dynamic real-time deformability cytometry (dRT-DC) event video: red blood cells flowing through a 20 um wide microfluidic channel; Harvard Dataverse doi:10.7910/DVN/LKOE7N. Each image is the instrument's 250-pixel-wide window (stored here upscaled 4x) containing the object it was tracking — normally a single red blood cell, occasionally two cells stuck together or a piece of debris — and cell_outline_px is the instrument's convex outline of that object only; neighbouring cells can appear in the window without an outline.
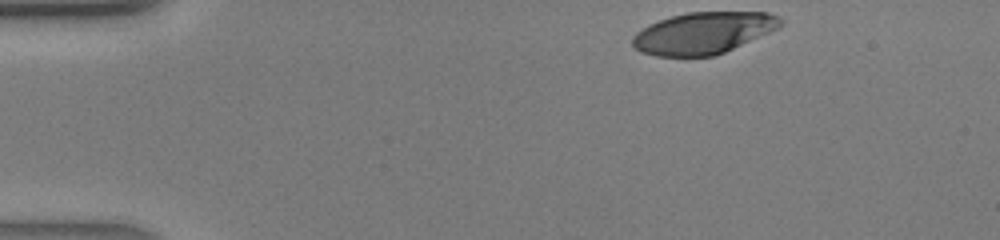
{"species": "human", "species_latin": "Homo sapiens", "temperature_condition": "warm", "stored_images_in_passage": 32, "camera_frame_rate_fps": 3000, "um_per_image_px": 0.085, "donor": {"sex": "male"}, "frame": {"image": 1, "passage_image": 1, "time_ms": 0.0, "image_size_px": [1000, 240], "cell_outline_px": [[784, 24], [768, 32], [724, 52], [712, 56], [656, 56], [640, 52], [632, 44], [632, 36], [636, 32], [648, 24], [672, 16], [688, 12], [768, 12], [780, 16], [784, 20]], "centroid_in_image_um": [59.76, 2.79], "position_along_channel_um": 25.2, "area_um2": 35.78}}
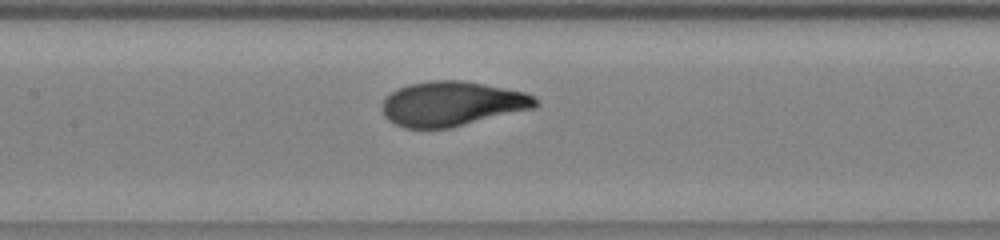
{"frame": {"image": 2, "passage_image": 15, "time_ms": 4.667, "image_size_px": [1000, 240], "cell_outline_px": [[540, 104], [536, 108], [452, 128], [404, 128], [388, 120], [384, 116], [380, 108], [384, 100], [396, 88], [408, 84], [432, 80], [460, 80], [484, 84], [524, 92], [532, 96]], "centroid_in_image_um": [38.41, 8.83], "position_along_channel_um": 169.0, "area_um2": 40.17}}
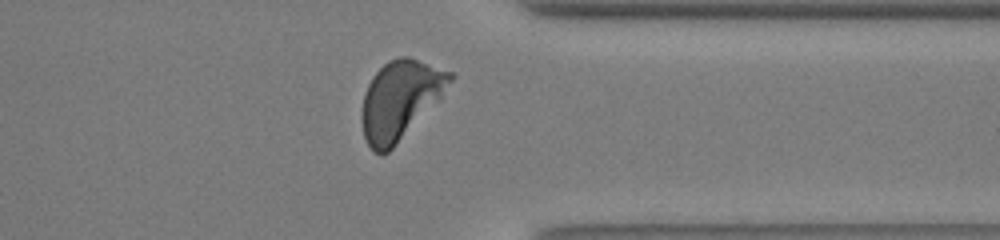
{"frame": {"image": 3, "passage_image": 28, "time_ms": 9.0, "image_size_px": [1000, 240], "cell_outline_px": [[456, 76], [440, 100], [388, 152], [380, 156], [372, 152], [364, 136], [360, 120], [360, 112], [364, 92], [372, 76], [388, 60], [400, 56], [408, 56], [452, 72]], "centroid_in_image_um": [34.0, 8.49], "position_along_channel_um": 377.4, "area_um2": 40.92}}